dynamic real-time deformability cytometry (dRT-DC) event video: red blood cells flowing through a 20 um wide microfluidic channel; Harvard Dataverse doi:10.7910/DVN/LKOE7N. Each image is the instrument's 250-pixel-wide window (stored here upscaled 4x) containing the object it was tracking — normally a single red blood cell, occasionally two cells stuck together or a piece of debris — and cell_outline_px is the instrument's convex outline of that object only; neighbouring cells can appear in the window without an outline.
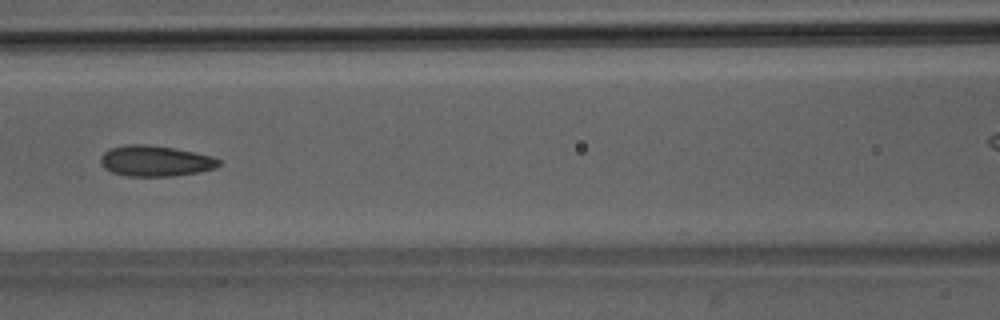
{"species": "Egyptian fruit bat (a non-hibernating species)", "species_latin": "Rousettus aegyptiacus", "temperature_condition": "room temperature", "stored_images_in_passage": 4, "camera_frame_rate_fps": 3000, "um_per_image_px": 0.085, "animal": {"sex": "male"}, "frame": {"image": 1, "passage_image": 3, "time_ms": 2.333, "image_size_px": [1000, 320], "cell_outline_px": [[220, 164], [216, 168], [196, 172], [172, 176], [128, 176], [112, 172], [104, 168], [100, 160], [100, 156], [104, 152], [112, 148], [124, 144], [148, 144], [172, 148], [212, 156], [220, 160]], "centroid_in_image_um": [13.18, 13.68], "position_along_channel_um": 153.4, "area_um2": 21.04}}